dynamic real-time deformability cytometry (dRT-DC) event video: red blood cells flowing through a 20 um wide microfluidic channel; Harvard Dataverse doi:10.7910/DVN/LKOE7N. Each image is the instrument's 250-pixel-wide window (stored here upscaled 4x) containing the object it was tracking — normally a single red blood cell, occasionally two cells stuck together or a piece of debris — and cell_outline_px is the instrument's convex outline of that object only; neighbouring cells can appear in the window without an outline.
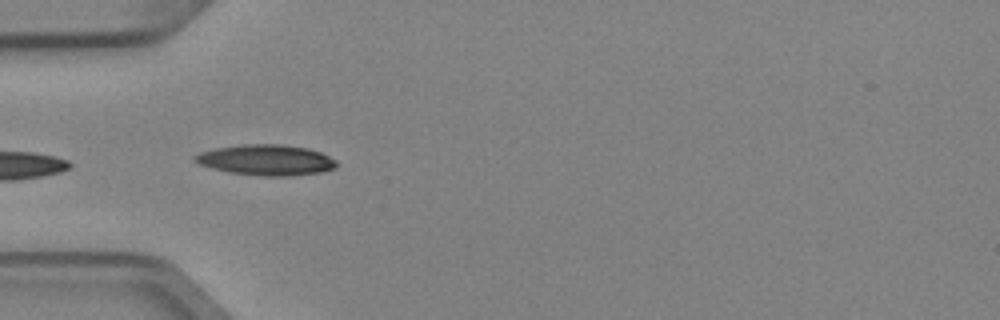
{"species": "Egyptian fruit bat (a non-hibernating species)", "species_latin": "Rousettus aegyptiacus", "temperature_condition": "cold", "stored_images_in_passage": 7, "camera_frame_rate_fps": 3000, "um_per_image_px": 0.085, "animal": {"sex": "female"}, "frame": {"image": 1, "passage_image": 4, "time_ms": 1.0, "image_size_px": [1000, 320], "cell_outline_px": [[336, 168], [320, 172], [288, 176], [264, 176], [228, 172], [212, 168], [200, 164], [192, 160], [192, 156], [200, 152], [216, 148], [244, 144], [284, 144], [308, 148], [320, 152], [336, 160]], "centroid_in_image_um": [22.61, 13.59], "position_along_channel_um": 62.4, "area_um2": 25.32}}
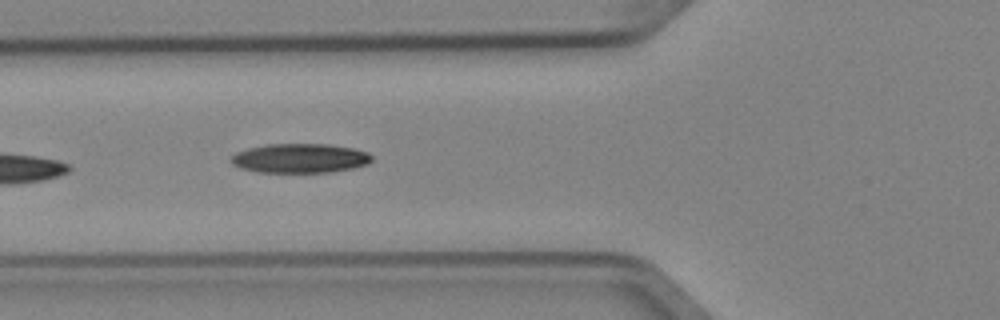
{"frame": {"image": 2, "passage_image": 5, "time_ms": 1.333, "image_size_px": [1000, 320], "cell_outline_px": [[372, 160], [368, 164], [352, 168], [332, 172], [256, 172], [240, 168], [232, 164], [228, 160], [236, 152], [248, 148], [268, 144], [328, 144], [352, 148], [368, 152], [372, 156]], "centroid_in_image_um": [25.48, 13.45], "position_along_channel_um": 100.3, "area_um2": 24.16}}
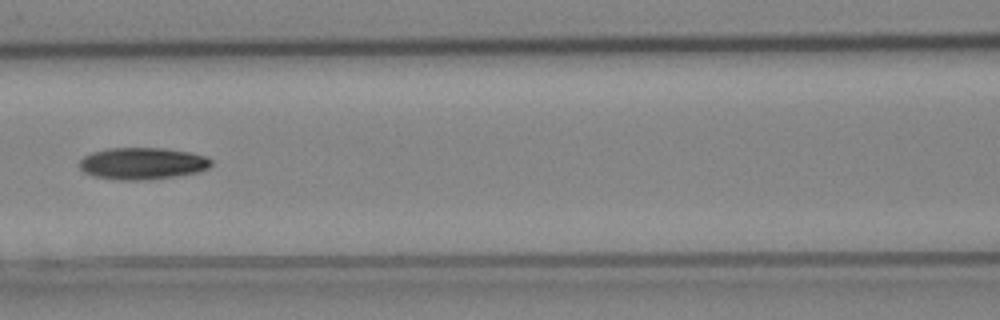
{"frame": {"image": 3, "passage_image": 6, "time_ms": 1.667, "image_size_px": [1000, 320], "cell_outline_px": [[212, 164], [208, 168], [200, 172], [176, 176], [148, 180], [120, 180], [92, 176], [84, 172], [80, 168], [80, 160], [84, 156], [92, 152], [108, 148], [164, 148], [188, 152], [204, 156], [212, 160]], "centroid_in_image_um": [12.1, 13.9], "position_along_channel_um": 154.5, "area_um2": 24.57}}